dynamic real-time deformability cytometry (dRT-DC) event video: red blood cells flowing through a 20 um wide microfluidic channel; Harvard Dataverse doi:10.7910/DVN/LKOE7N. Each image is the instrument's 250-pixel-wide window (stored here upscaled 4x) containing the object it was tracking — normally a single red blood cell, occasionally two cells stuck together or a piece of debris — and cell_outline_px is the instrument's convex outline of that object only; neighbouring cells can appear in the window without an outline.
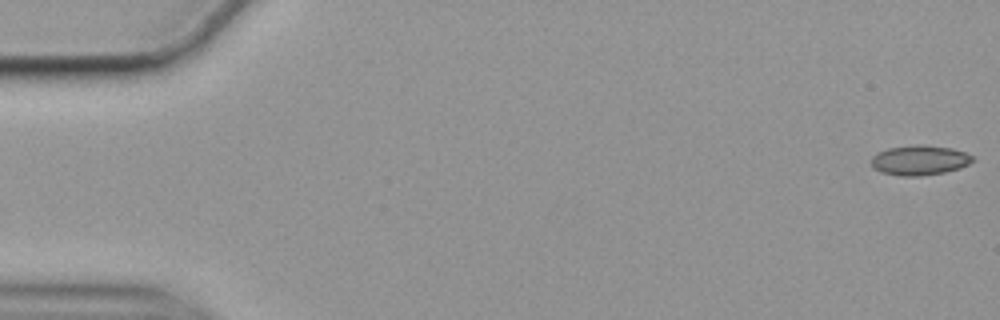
{"species": "common noctule bat (a hibernating species)", "species_latin": "Nyctalus noctula", "temperature_condition": "cold", "stored_images_in_passage": 57, "camera_frame_rate_fps": 3000, "um_per_image_px": 0.085, "animal": {"sex": "female", "body_mass_g": 19.9}, "frame": {"image": 1, "passage_image": 1, "time_ms": 0.0, "image_size_px": [1000, 320], "cell_outline_px": [[976, 160], [960, 168], [944, 172], [920, 176], [900, 176], [880, 172], [872, 168], [868, 160], [876, 152], [888, 148], [916, 144], [924, 144], [952, 148], [976, 156]], "centroid_in_image_um": [78.14, 13.61], "position_along_channel_um": 6.9, "area_um2": 18.15}}
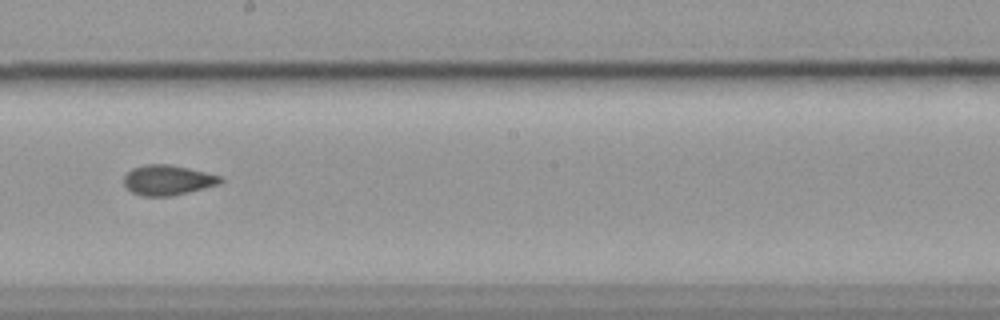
{"frame": {"image": 2, "passage_image": 32, "time_ms": 10.333, "image_size_px": [1000, 320], "cell_outline_px": [[224, 180], [220, 184], [172, 196], [140, 196], [132, 192], [124, 184], [124, 176], [132, 168], [144, 164], [168, 164], [188, 168], [220, 176]], "centroid_in_image_um": [14.24, 15.31], "position_along_channel_um": 234.0, "area_um2": 16.88}}
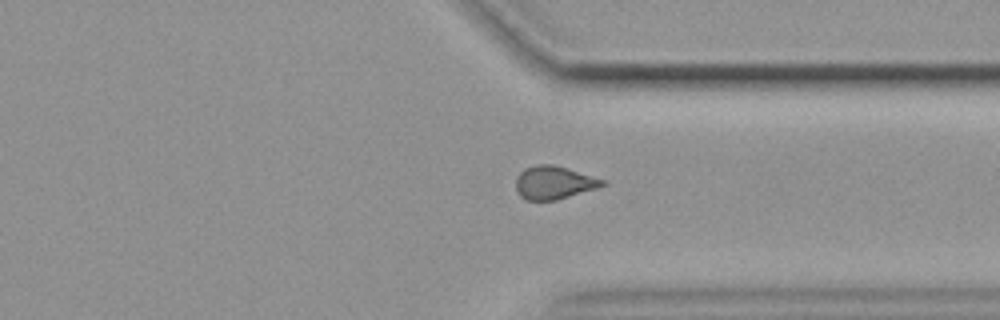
{"frame": {"image": 3, "passage_image": 43, "time_ms": 14.0, "image_size_px": [1000, 320], "cell_outline_px": [[608, 184], [596, 188], [556, 200], [524, 200], [520, 196], [516, 188], [516, 176], [524, 168], [536, 164], [552, 164], [568, 168], [604, 180]], "centroid_in_image_um": [47.05, 15.51], "position_along_channel_um": 364.3, "area_um2": 16.7}, "authors_computed_cell_mechanics": {"area_um2": 17.051, "velocity_mm_per_s": 3.5463, "shape_relaxation_time_tau1_ms": null, "shape_relaxation_time_tau2_ms": 2.7758, "deformation_change_tau1": null, "deformation_change_tau2": 0.0501}}